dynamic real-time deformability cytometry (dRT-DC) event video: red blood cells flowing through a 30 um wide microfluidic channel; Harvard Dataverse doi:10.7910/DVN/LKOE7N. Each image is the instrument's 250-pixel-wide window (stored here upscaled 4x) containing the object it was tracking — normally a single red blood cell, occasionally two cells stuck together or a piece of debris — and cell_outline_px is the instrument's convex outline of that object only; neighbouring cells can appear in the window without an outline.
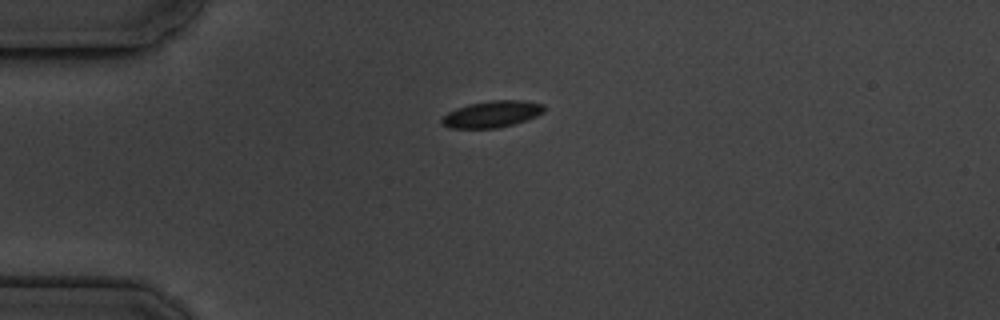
{"species": "common noctule bat (a hibernating species)", "species_latin": "Nyctalus noctula", "temperature_condition": "cold", "stored_images_in_passage": 4, "camera_frame_rate_fps": 3000, "um_per_image_px": 0.085, "animal": {"sex": "male", "body_mass_g": 19.5, "forearm_length_mm": 54.6}, "frame": {"image": 1, "passage_image": 4, "time_ms": 4.333, "image_size_px": [1000, 320], "cell_outline_px": [[544, 112], [536, 116], [512, 124], [496, 128], [448, 128], [440, 124], [440, 116], [456, 108], [468, 104], [492, 100], [524, 100], [544, 104]], "centroid_in_image_um": [41.75, 9.7], "position_along_channel_um": 43.3, "area_um2": 15.95}}